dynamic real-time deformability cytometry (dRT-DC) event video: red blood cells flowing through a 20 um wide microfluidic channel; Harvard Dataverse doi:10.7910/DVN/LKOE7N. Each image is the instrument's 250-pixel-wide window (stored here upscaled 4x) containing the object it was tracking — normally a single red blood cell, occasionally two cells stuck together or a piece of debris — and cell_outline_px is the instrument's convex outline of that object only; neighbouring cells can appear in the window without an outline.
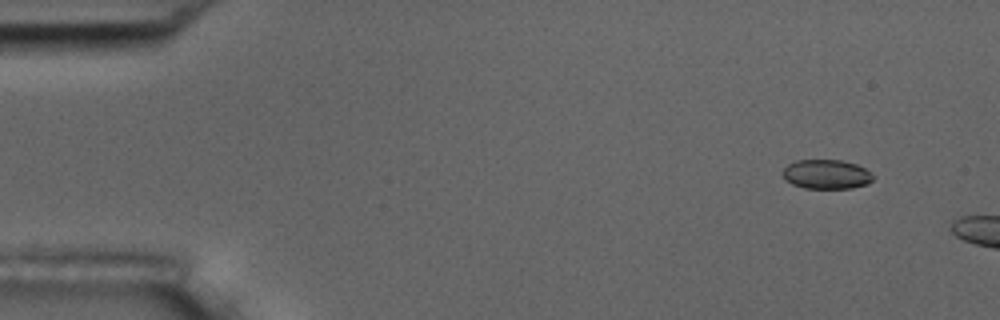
{"species": "common noctule bat (a hibernating species)", "species_latin": "Nyctalus noctula", "temperature_condition": "room temperature", "stored_images_in_passage": 5, "camera_frame_rate_fps": 3000, "um_per_image_px": 0.085, "animal": {"sex": "male", "body_mass_g": 17.5, "forearm_length_mm": 52.3}, "frame": {"image": 1, "passage_image": 5, "time_ms": 5.333, "image_size_px": [1000, 320], "cell_outline_px": [[872, 180], [868, 184], [852, 188], [804, 188], [792, 184], [780, 172], [788, 164], [796, 160], [840, 160], [856, 164], [864, 168], [872, 176]], "centroid_in_image_um": [70.22, 14.81], "position_along_channel_um": 14.8, "area_um2": 15.32}}